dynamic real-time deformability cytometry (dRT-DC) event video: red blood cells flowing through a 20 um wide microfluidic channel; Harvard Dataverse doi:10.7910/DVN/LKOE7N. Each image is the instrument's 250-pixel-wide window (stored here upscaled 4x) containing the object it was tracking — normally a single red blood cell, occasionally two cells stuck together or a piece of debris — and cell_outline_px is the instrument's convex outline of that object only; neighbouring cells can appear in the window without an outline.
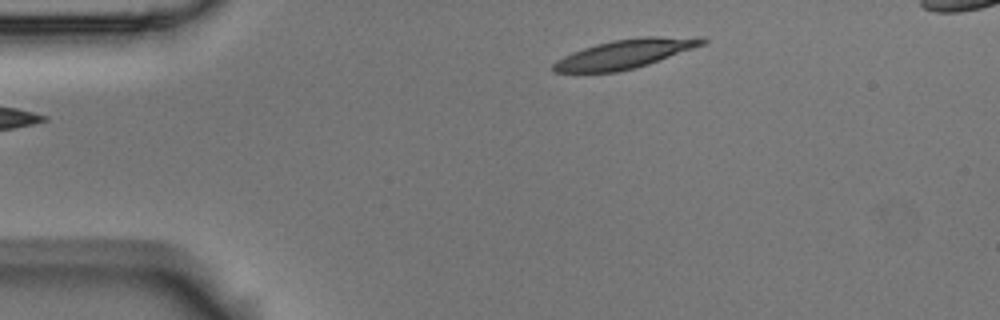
{"species": "Egyptian fruit bat (a non-hibernating species)", "species_latin": "Rousettus aegyptiacus", "temperature_condition": "room temperature", "stored_images_in_passage": 2, "camera_frame_rate_fps": 3000, "um_per_image_px": 0.085, "animal": {"sex": "male"}, "frame": {"image": 1, "passage_image": 2, "time_ms": 0.333, "image_size_px": [1000, 320], "cell_outline_px": [[708, 40], [704, 44], [648, 64], [636, 68], [616, 72], [552, 72], [552, 64], [556, 60], [572, 52], [596, 44], [612, 40], [644, 36], [704, 36]], "centroid_in_image_um": [53.15, 4.56], "position_along_channel_um": 31.8, "area_um2": 25.26}}